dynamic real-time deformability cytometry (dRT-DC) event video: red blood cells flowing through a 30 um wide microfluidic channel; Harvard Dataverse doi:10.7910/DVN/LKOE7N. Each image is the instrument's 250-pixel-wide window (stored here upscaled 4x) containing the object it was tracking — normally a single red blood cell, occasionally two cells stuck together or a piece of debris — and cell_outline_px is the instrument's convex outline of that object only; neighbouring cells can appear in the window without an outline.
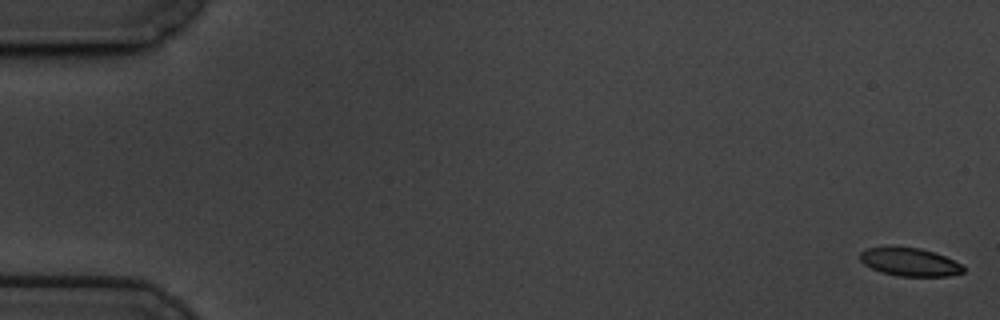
{"species": "common noctule bat (a hibernating species)", "species_latin": "Nyctalus noctula", "temperature_condition": "cold", "stored_images_in_passage": 17, "camera_frame_rate_fps": 3000, "um_per_image_px": 0.085, "animal": {"sex": "male", "body_mass_g": 19.5, "forearm_length_mm": 54.6}, "frame": {"image": 1, "passage_image": 1, "time_ms": 0.0, "image_size_px": [1000, 320], "cell_outline_px": [[964, 272], [948, 276], [896, 276], [880, 272], [864, 264], [860, 260], [860, 252], [868, 248], [920, 248], [936, 252], [960, 264], [964, 268]], "centroid_in_image_um": [77.33, 22.29], "position_along_channel_um": 7.7, "area_um2": 16.65}}